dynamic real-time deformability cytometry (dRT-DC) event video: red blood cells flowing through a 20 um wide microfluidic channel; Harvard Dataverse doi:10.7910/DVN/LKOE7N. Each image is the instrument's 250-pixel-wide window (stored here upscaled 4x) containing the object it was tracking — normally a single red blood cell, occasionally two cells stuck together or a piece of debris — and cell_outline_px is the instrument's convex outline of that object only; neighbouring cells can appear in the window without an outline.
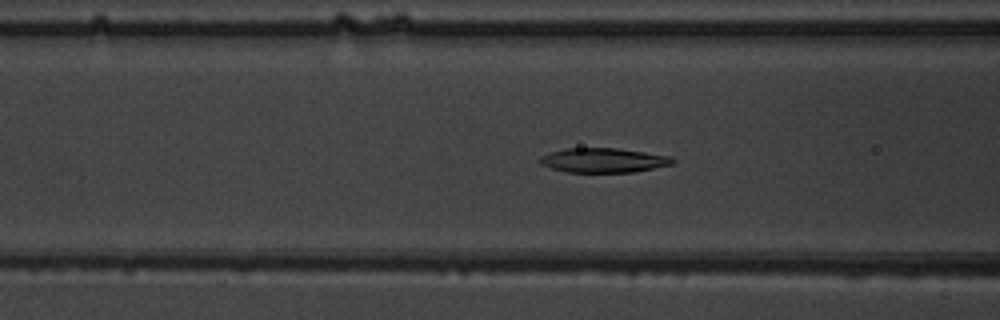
{"species": "common noctule bat (a hibernating species)", "species_latin": "Nyctalus noctula", "temperature_condition": "warm", "stored_images_in_passage": 40, "camera_frame_rate_fps": 3000, "um_per_image_px": 0.085, "animal": {"sex": "male", "body_mass_g": 19.5, "forearm_length_mm": 54.6}, "frame": {"image": 1, "passage_image": 18, "time_ms": 5.667, "image_size_px": [1000, 320], "cell_outline_px": [[676, 164], [632, 172], [564, 172], [540, 164], [540, 156], [564, 148], [616, 148], [672, 156], [676, 160]], "centroid_in_image_um": [51.34, 13.62], "position_along_channel_um": 115.3, "area_um2": 19.02}}
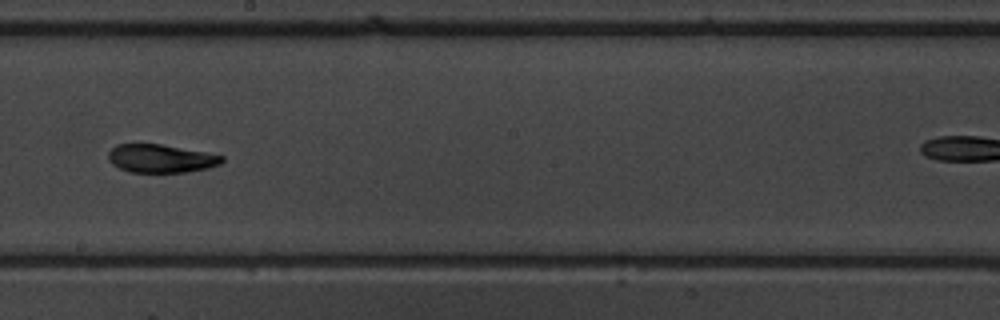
{"frame": {"image": 2, "passage_image": 27, "time_ms": 8.667, "image_size_px": [1000, 320], "cell_outline_px": [[224, 160], [220, 164], [208, 168], [184, 172], [128, 172], [112, 164], [108, 160], [108, 152], [116, 144], [160, 144], [204, 152], [224, 156]], "centroid_in_image_um": [13.65, 13.47], "position_along_channel_um": 234.6, "area_um2": 18.61}}
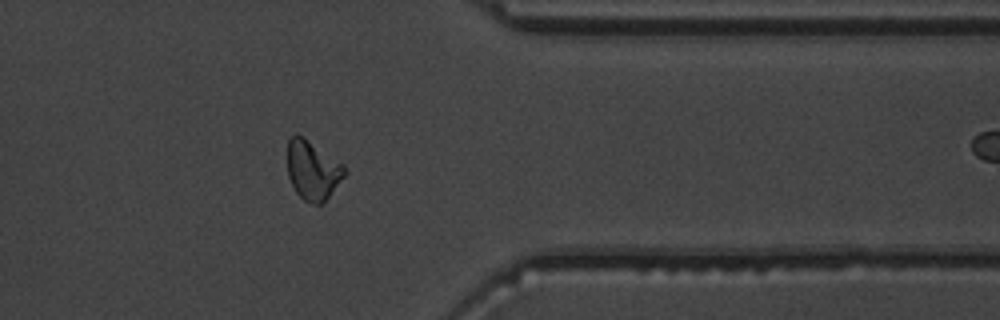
{"frame": {"image": 3, "passage_image": 39, "time_ms": 12.667, "image_size_px": [1000, 320], "cell_outline_px": [[348, 172], [324, 204], [312, 204], [304, 200], [296, 192], [288, 176], [288, 140], [296, 132], [304, 136], [344, 164]], "centroid_in_image_um": [26.61, 14.46], "position_along_channel_um": 384.8, "area_um2": 20.11}}